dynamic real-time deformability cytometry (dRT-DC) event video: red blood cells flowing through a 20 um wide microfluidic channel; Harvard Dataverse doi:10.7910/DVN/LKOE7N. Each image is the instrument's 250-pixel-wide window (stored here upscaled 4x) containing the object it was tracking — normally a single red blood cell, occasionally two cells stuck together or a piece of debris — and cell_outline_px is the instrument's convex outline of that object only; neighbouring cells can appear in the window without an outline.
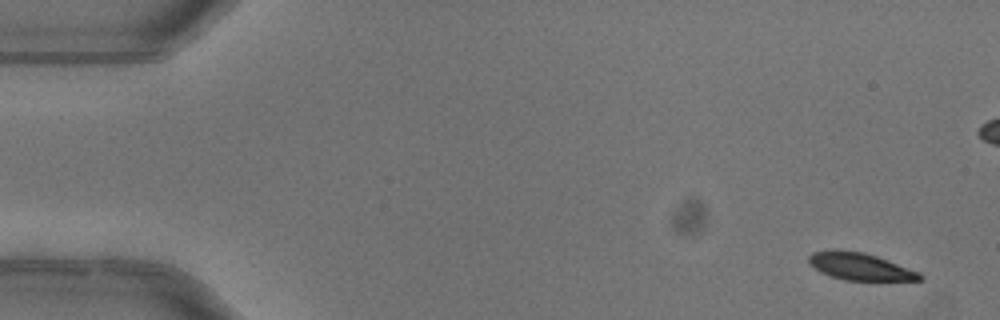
{"species": "common noctule bat (a hibernating species)", "species_latin": "Nyctalus noctula", "temperature_condition": "warm", "stored_images_in_passage": 5, "camera_frame_rate_fps": 3000, "um_per_image_px": 0.085, "animal": {"sex": "female"}, "frame": {"image": 1, "passage_image": 1, "time_ms": 0.0, "image_size_px": [1000, 320], "cell_outline_px": [[924, 280], [844, 280], [828, 276], [820, 272], [808, 264], [808, 256], [812, 252], [864, 252], [888, 260], [920, 272], [924, 276]], "centroid_in_image_um": [73.14, 22.69], "position_along_channel_um": 11.9, "area_um2": 17.22}}